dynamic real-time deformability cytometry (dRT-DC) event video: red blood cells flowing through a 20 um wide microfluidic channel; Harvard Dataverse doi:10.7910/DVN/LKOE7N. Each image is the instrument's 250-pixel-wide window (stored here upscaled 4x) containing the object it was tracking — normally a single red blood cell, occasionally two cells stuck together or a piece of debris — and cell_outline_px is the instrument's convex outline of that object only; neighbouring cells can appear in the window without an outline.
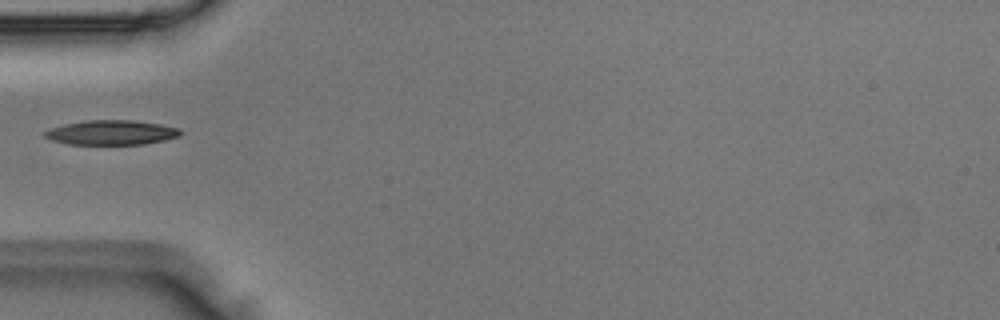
{"species": "Egyptian fruit bat (a non-hibernating species)", "species_latin": "Rousettus aegyptiacus", "temperature_condition": "room temperature", "stored_images_in_passage": 2, "camera_frame_rate_fps": 3000, "um_per_image_px": 0.085, "animal": {"sex": "male"}, "frame": {"image": 1, "passage_image": 2, "time_ms": 0.333, "image_size_px": [1000, 320], "cell_outline_px": [[184, 132], [180, 136], [164, 140], [144, 144], [68, 144], [52, 140], [44, 136], [44, 132], [52, 128], [64, 124], [88, 120], [132, 120], [160, 124], [180, 128]], "centroid_in_image_um": [9.52, 11.26], "position_along_channel_um": 75.5, "area_um2": 19.42}}